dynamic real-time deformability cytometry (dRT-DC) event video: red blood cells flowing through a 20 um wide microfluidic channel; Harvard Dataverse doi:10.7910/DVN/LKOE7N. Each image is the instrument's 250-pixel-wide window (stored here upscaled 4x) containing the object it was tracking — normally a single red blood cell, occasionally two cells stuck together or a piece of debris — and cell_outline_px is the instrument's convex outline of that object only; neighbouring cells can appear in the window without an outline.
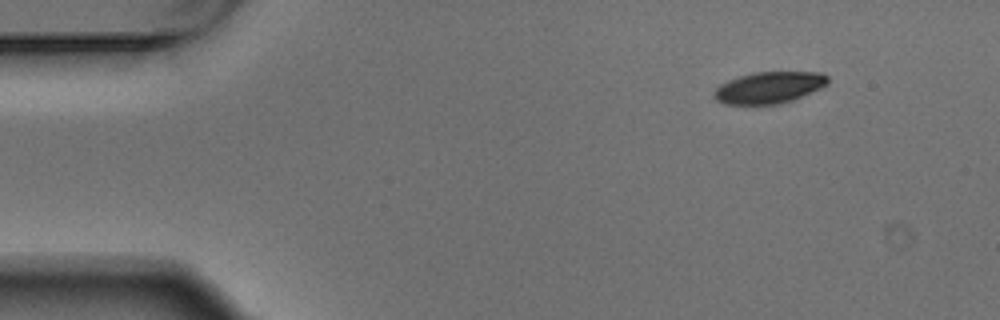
{"species": "Egyptian fruit bat (a non-hibernating species)", "species_latin": "Rousettus aegyptiacus", "temperature_condition": "warm", "stored_images_in_passage": 6, "segment_of_instrument_passage": [2, 2], "camera_frame_rate_fps": 3000, "um_per_image_px": 0.085, "animal": {"sex": "male"}, "frame": {"image": 1, "passage_image": 6, "time_ms": 1.667, "image_size_px": [1000, 320], "cell_outline_px": [[828, 84], [820, 88], [792, 100], [780, 104], [724, 104], [716, 100], [712, 96], [716, 88], [720, 84], [728, 80], [752, 72], [820, 72], [828, 76]], "centroid_in_image_um": [65.35, 7.44], "position_along_channel_um": 19.7, "area_um2": 20.92}}